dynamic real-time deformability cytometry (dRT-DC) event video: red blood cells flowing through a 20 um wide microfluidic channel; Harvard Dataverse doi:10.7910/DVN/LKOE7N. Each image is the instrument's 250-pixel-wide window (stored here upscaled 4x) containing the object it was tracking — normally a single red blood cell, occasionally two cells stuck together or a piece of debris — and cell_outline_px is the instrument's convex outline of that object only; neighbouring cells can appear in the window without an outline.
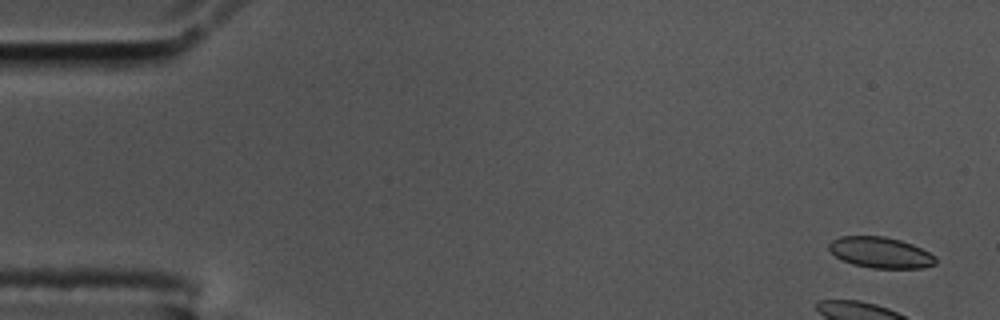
{"species": "common noctule bat (a hibernating species)", "species_latin": "Nyctalus noctula", "temperature_condition": "cold", "stored_images_in_passage": 59, "camera_frame_rate_fps": 3000, "um_per_image_px": 0.085, "animal": {"sex": "male", "body_mass_g": 17.5, "forearm_length_mm": 52.3}, "frame": {"image": 1, "passage_image": 3, "time_ms": 0.667, "image_size_px": [1000, 320], "cell_outline_px": [[936, 264], [924, 268], [872, 268], [852, 264], [840, 260], [828, 248], [828, 244], [832, 240], [840, 236], [884, 236], [900, 240], [912, 244], [936, 256]], "centroid_in_image_um": [74.83, 21.47], "position_along_channel_um": 10.2, "area_um2": 19.31}}